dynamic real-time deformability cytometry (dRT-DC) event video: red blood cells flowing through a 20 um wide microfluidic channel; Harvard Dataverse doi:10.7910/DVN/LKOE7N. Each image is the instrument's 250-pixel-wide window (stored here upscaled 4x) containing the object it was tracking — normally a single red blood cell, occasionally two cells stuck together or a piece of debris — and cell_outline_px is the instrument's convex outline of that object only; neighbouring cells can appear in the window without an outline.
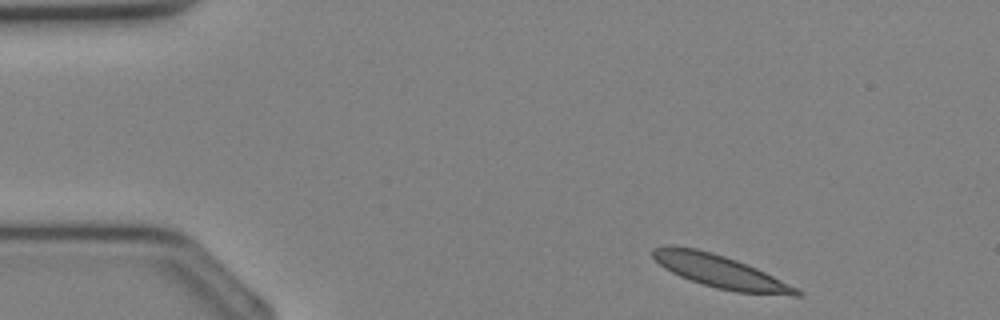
{"species": "Egyptian fruit bat (a non-hibernating species)", "species_latin": "Rousettus aegyptiacus", "temperature_condition": "cold", "stored_images_in_passage": 32, "camera_frame_rate_fps": 3000, "um_per_image_px": 0.085, "animal": {"sex": "female"}, "frame": {"image": 1, "passage_image": 1, "time_ms": 0.0, "image_size_px": [1000, 320], "cell_outline_px": [[804, 296], [792, 296], [736, 292], [716, 288], [680, 276], [664, 268], [652, 256], [652, 248], [668, 244], [672, 244], [696, 248], [712, 252], [736, 260], [756, 268], [804, 292]], "centroid_in_image_um": [61.19, 23.06], "position_along_channel_um": 23.8, "area_um2": 27.34}}
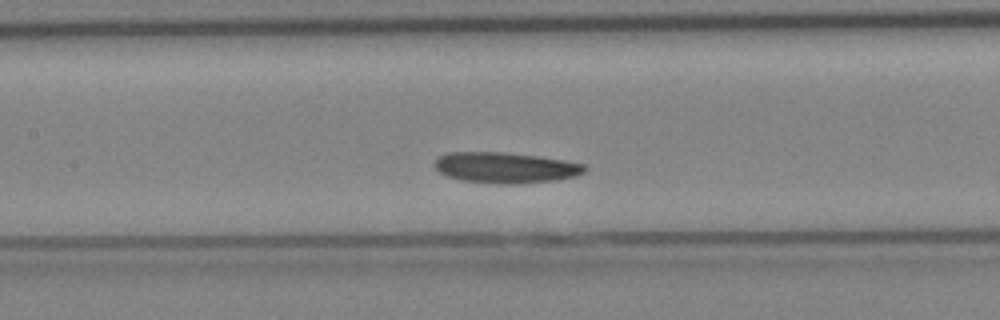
{"frame": {"image": 2, "passage_image": 13, "time_ms": 4.0, "image_size_px": [1000, 320], "cell_outline_px": [[588, 168], [584, 172], [576, 176], [552, 180], [516, 184], [496, 184], [460, 180], [448, 176], [440, 172], [436, 168], [436, 160], [440, 156], [448, 152], [504, 152], [540, 156], [564, 160], [584, 164]], "centroid_in_image_um": [42.98, 14.25], "position_along_channel_um": 164.4, "area_um2": 26.88}}
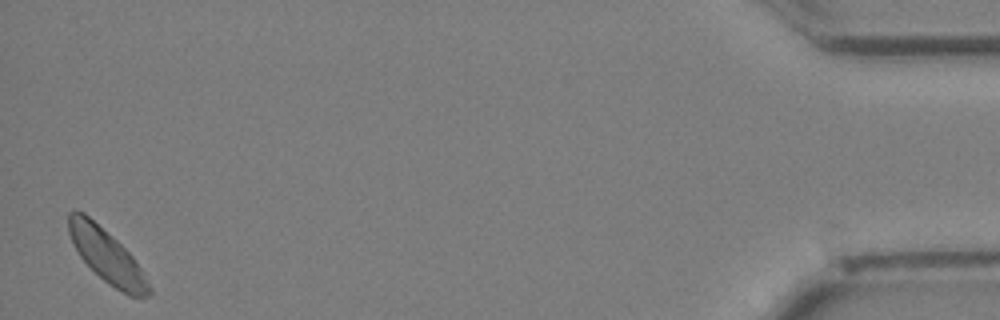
{"frame": {"image": 3, "passage_image": 32, "time_ms": 10.333, "image_size_px": [1000, 320], "cell_outline_px": [[152, 296], [144, 300], [128, 296], [108, 284], [80, 256], [72, 244], [68, 232], [68, 212], [76, 208], [84, 212], [112, 236], [132, 256], [144, 272], [152, 288]], "centroid_in_image_um": [9.12, 21.79], "position_along_channel_um": 426.1, "area_um2": 25.32}}